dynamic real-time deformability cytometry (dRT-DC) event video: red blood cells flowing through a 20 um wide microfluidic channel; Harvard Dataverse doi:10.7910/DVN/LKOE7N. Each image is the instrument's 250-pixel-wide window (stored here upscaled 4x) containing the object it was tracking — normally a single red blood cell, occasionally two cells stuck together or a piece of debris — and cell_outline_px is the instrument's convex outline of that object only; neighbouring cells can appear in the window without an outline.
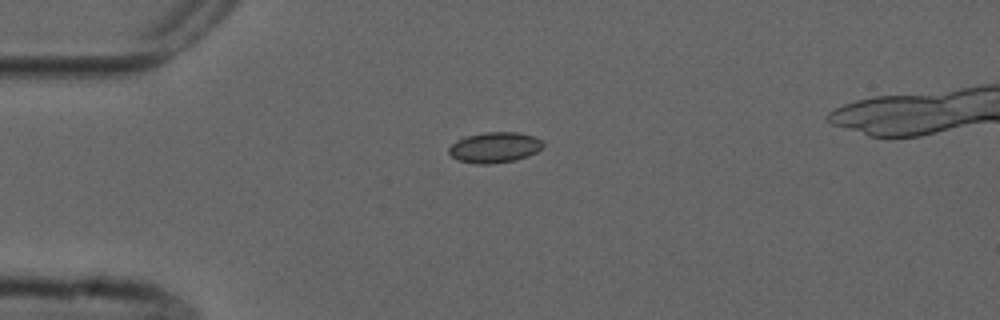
{"species": "common noctule bat (a hibernating species)", "species_latin": "Nyctalus noctula", "temperature_condition": "cold", "stored_images_in_passage": 35, "camera_frame_rate_fps": 3000, "um_per_image_px": 0.085, "animal": {"sex": "male", "forearm_length_mm": 52.5}, "frame": {"image": 1, "passage_image": 7, "time_ms": 2.0, "image_size_px": [1000, 320], "cell_outline_px": [[528, 152], [520, 156], [504, 160], [464, 160], [456, 156], [452, 152], [452, 148], [456, 144], [476, 136], [524, 136]], "centroid_in_image_um": [41.73, 12.58], "position_along_channel_um": 43.3, "area_um2": 11.21}}
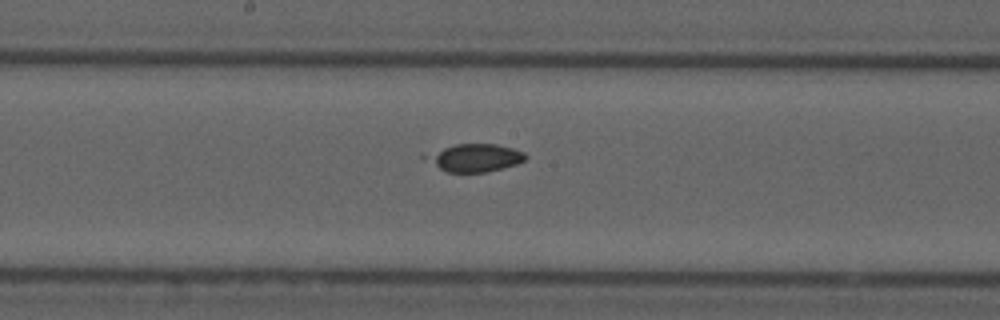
{"frame": {"image": 2, "passage_image": 22, "time_ms": 7.0, "image_size_px": [1000, 320], "cell_outline_px": [[524, 156], [520, 160], [508, 164], [492, 168], [472, 172], [456, 172], [444, 168], [440, 164], [440, 156], [444, 152], [452, 148], [472, 144], [500, 148], [516, 152]], "centroid_in_image_um": [40.54, 13.44], "position_along_channel_um": 207.7, "area_um2": 11.79}}
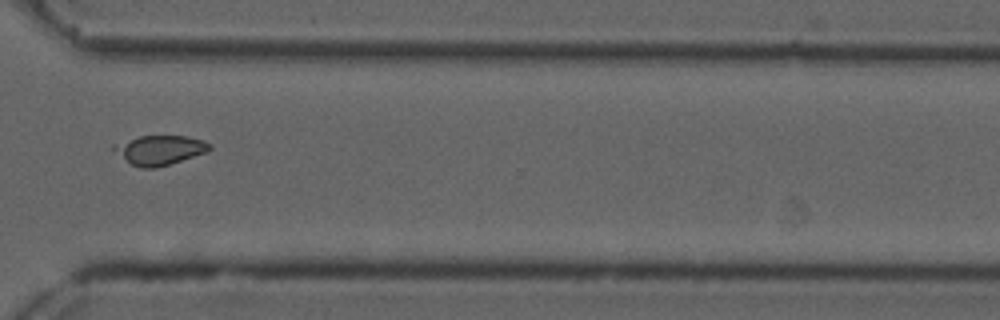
{"frame": {"image": 3, "passage_image": 34, "time_ms": 11.0, "image_size_px": [1000, 320], "cell_outline_px": [[208, 148], [200, 152], [164, 164], [136, 164], [128, 156], [128, 144], [136, 140], [148, 136], [176, 136], [196, 140], [204, 144]], "centroid_in_image_um": [13.84, 12.69], "position_along_channel_um": 356.8, "area_um2": 12.14}, "authors_computed_cell_mechanics": {"area_um2": 12.0224, "velocity_mm_per_s": 3.7356, "shape_relaxation_time_tau1_ms": null, "shape_relaxation_time_tau2_ms": 3.5283, "deformation_change_tau1": null, "deformation_change_tau2": 0.0503}}